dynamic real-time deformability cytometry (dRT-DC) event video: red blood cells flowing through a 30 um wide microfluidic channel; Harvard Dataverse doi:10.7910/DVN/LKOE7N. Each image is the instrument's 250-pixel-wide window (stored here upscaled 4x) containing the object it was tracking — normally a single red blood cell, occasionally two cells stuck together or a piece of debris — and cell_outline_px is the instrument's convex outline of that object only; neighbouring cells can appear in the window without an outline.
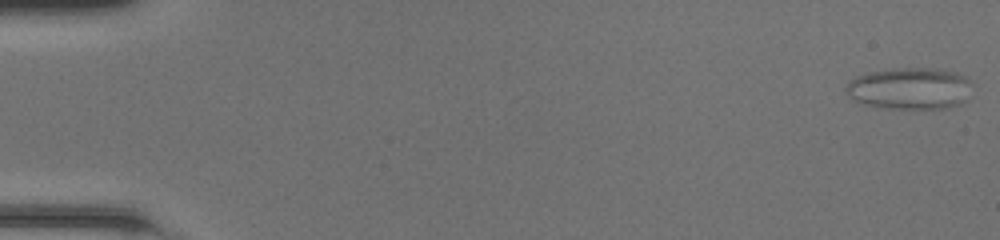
{"species": "common noctule bat (a hibernating species)", "species_latin": "Nyctalus noctula", "temperature_condition": "room temperature", "stored_images_in_passage": 49, "camera_frame_rate_fps": 3000, "um_per_image_px": 0.085, "animal": {"sex": "female", "body_mass_g": 20.0, "forearm_length_mm": 54.0}, "frame": {"image": 1, "passage_image": 1, "time_ms": 0.0, "image_size_px": [1000, 240], "cell_outline_px": [[976, 84], [964, 104], [948, 108], [884, 108], [864, 104], [856, 100], [844, 92], [844, 88], [856, 76], [868, 72], [892, 68], [940, 68], [956, 72], [964, 76]], "centroid_in_image_um": [77.42, 7.51], "position_along_channel_um": 7.6, "area_um2": 31.33}}
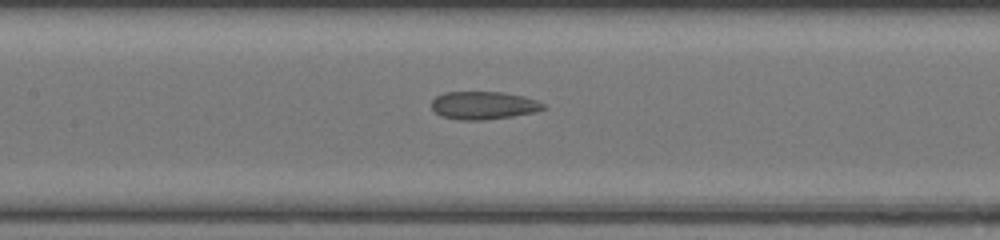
{"frame": {"image": 2, "passage_image": 24, "time_ms": 7.667, "image_size_px": [1000, 240], "cell_outline_px": [[544, 108], [536, 112], [512, 116], [484, 120], [460, 120], [440, 116], [432, 108], [432, 100], [436, 96], [444, 92], [504, 92], [524, 96], [536, 100], [544, 104]], "centroid_in_image_um": [41.09, 8.95], "position_along_channel_um": 166.3, "area_um2": 18.21}}
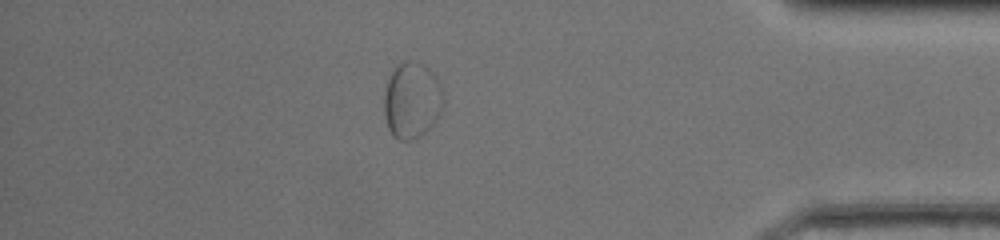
{"frame": {"image": 3, "passage_image": 43, "time_ms": 14.0, "image_size_px": [1000, 240], "cell_outline_px": [[444, 104], [440, 116], [420, 136], [408, 140], [400, 140], [392, 136], [388, 128], [384, 116], [384, 92], [388, 80], [396, 64], [404, 60], [412, 60], [428, 68], [436, 76], [444, 92]], "centroid_in_image_um": [35.02, 8.52], "position_along_channel_um": 400.2, "area_um2": 26.65}, "authors_computed_cell_mechanics": {"area_um2": 22.1952, "velocity_mm_per_s": 4.245, "shape_relaxation_time_tau1_ms": null, "shape_relaxation_time_tau2_ms": 1.4091, "deformation_change_tau1": null, "deformation_change_tau2": 0.0773}}